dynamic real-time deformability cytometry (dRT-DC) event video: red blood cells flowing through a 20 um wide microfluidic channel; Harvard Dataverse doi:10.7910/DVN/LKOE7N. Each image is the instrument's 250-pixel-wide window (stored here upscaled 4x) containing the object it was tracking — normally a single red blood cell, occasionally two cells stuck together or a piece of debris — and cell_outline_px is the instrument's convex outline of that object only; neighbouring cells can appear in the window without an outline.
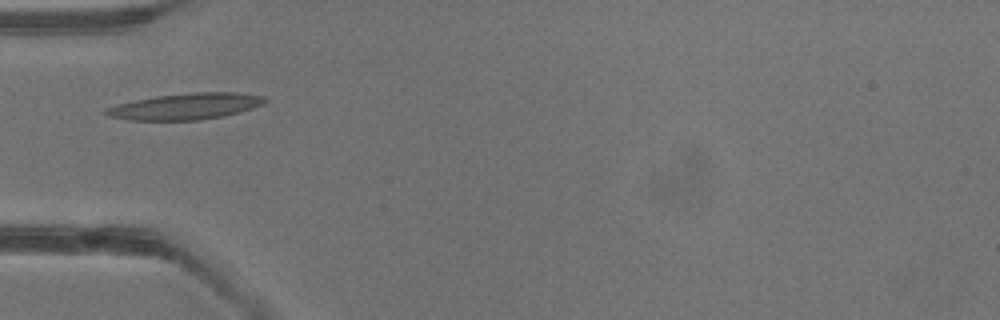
{"species": "common noctule bat (a hibernating species)", "species_latin": "Nyctalus noctula", "temperature_condition": "warm", "stored_images_in_passage": 3, "camera_frame_rate_fps": 3000, "um_per_image_px": 0.085, "animal": {"sex": "male", "body_mass_g": 13.3}, "frame": {"image": 1, "passage_image": 3, "time_ms": 0.667, "image_size_px": [1000, 320], "cell_outline_px": [[268, 100], [252, 108], [240, 112], [224, 116], [200, 120], [128, 120], [108, 116], [104, 112], [104, 108], [136, 100], [156, 96], [196, 92], [236, 92], [264, 96]], "centroid_in_image_um": [15.78, 9.04], "position_along_channel_um": 69.2, "area_um2": 24.16}}